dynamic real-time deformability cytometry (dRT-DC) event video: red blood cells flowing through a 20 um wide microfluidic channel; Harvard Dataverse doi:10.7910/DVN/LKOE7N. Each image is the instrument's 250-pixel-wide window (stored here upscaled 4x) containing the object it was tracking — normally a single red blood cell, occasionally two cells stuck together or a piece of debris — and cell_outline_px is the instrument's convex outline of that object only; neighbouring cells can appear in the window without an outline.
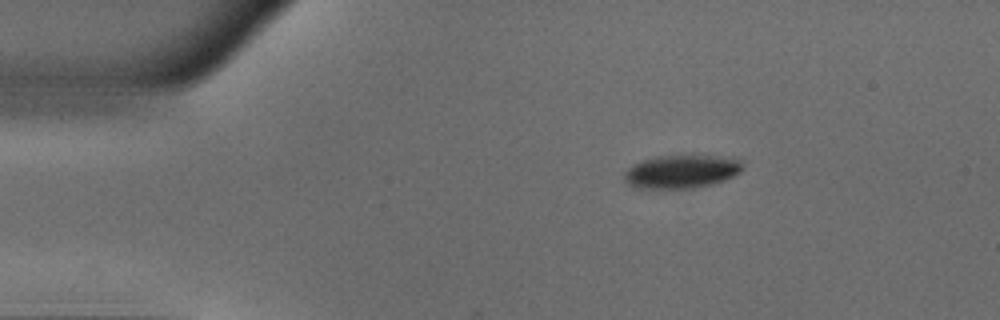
{"species": "common noctule bat (a hibernating species)", "species_latin": "Nyctalus noctula", "temperature_condition": "warm", "stored_images_in_passage": 43, "camera_frame_rate_fps": 3000, "um_per_image_px": 0.085, "animal": {"sex": "male", "body_mass_g": 18.8}, "frame": {"image": 1, "passage_image": 1, "time_ms": 0.0, "image_size_px": [1000, 320], "cell_outline_px": [[744, 168], [740, 172], [724, 180], [712, 184], [692, 188], [636, 188], [628, 184], [624, 180], [624, 172], [632, 164], [644, 160], [660, 156], [712, 156], [740, 160], [744, 164]], "centroid_in_image_um": [57.9, 14.59], "position_along_channel_um": 27.1, "area_um2": 22.72}}
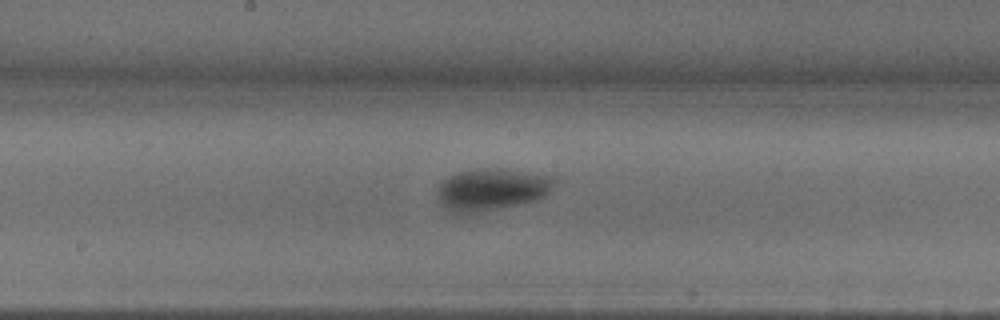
{"frame": {"image": 2, "passage_image": 19, "time_ms": 6.0, "image_size_px": [1000, 320], "cell_outline_px": [[556, 180], [548, 192], [544, 196], [536, 200], [520, 204], [460, 216], [452, 212], [440, 204], [436, 192], [436, 188], [444, 180], [460, 172], [484, 168], [500, 168], [548, 176]], "centroid_in_image_um": [41.72, 16.14], "position_along_channel_um": 206.5, "area_um2": 28.5}}
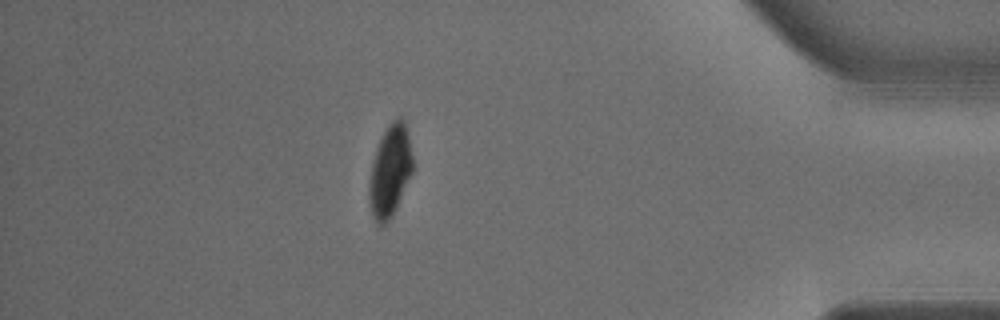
{"frame": {"image": 3, "passage_image": 37, "time_ms": 12.0, "image_size_px": [1000, 320], "cell_outline_px": [[412, 172], [396, 208], [392, 216], [380, 228], [376, 224], [372, 216], [368, 200], [368, 184], [372, 160], [376, 148], [388, 124], [396, 116], [400, 116], [404, 120], [408, 132], [412, 156]], "centroid_in_image_um": [33.12, 14.55], "position_along_channel_um": 402.1, "area_um2": 23.52}, "authors_computed_cell_mechanics": {"area_um2": 27.5128, "velocity_mm_per_s": 3.9549, "shape_relaxation_time_tau1_ms": 4.3859, "shape_relaxation_time_tau2_ms": 2.7102, "deformation_change_tau1": 0.1458, "deformation_change_tau2": 0.0299}}